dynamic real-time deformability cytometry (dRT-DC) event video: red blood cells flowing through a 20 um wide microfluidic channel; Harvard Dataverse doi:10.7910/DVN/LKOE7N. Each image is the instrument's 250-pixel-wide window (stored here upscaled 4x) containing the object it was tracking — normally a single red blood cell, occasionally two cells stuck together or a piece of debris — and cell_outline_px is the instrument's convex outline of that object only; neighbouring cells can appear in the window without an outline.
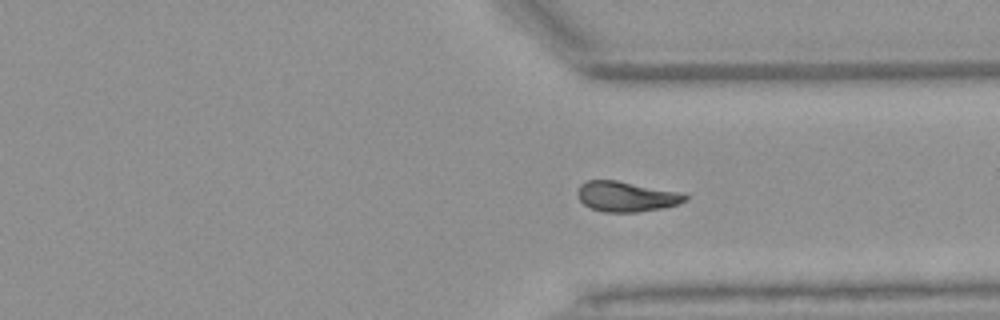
{"species": "Egyptian fruit bat (a non-hibernating species)", "species_latin": "Rousettus aegyptiacus", "temperature_condition": "warm", "stored_images_in_passage": 19, "camera_frame_rate_fps": 3000, "um_per_image_px": 0.085, "animal": {"sex": "female"}, "frame": {"image": 1, "passage_image": 16, "time_ms": 5.0, "image_size_px": [1000, 320], "cell_outline_px": [[688, 200], [676, 204], [660, 208], [636, 212], [604, 212], [592, 208], [584, 204], [580, 200], [576, 192], [580, 184], [588, 180], [616, 180], [684, 192], [688, 196]], "centroid_in_image_um": [53.25, 16.69], "position_along_channel_um": 358.1, "area_um2": 19.02}}